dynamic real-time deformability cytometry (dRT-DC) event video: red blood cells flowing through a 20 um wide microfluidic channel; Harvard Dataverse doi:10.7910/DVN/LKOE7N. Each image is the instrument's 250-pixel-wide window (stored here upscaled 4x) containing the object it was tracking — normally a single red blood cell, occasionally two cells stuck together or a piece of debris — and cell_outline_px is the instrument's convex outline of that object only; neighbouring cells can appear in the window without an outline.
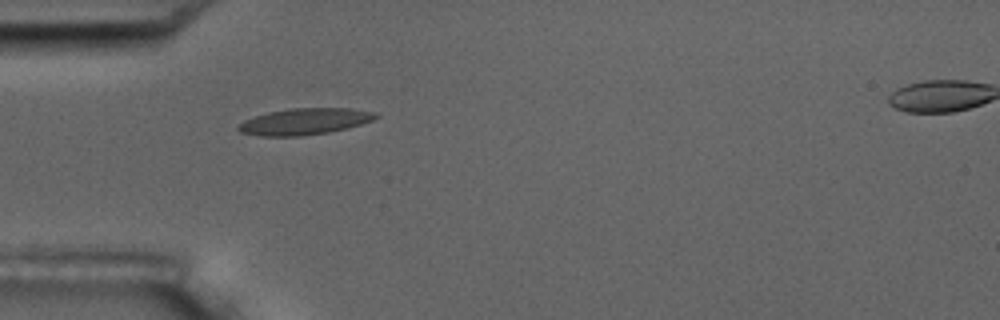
{"species": "common noctule bat (a hibernating species)", "species_latin": "Nyctalus noctula", "temperature_condition": "room temperature", "stored_images_in_passage": 2, "segment_of_instrument_passage": [1, 2], "camera_frame_rate_fps": 3000, "um_per_image_px": 0.085, "animal": {"sex": "male", "body_mass_g": 17.5, "forearm_length_mm": 52.3}, "frame": {"image": 1, "passage_image": 1, "time_ms": 0.0, "image_size_px": [1000, 320], "cell_outline_px": [[380, 116], [372, 120], [348, 128], [328, 132], [300, 136], [260, 136], [240, 132], [236, 128], [244, 120], [268, 112], [292, 108], [352, 108], [376, 112]], "centroid_in_image_um": [25.91, 10.32], "position_along_channel_um": 59.1, "area_um2": 21.1}}